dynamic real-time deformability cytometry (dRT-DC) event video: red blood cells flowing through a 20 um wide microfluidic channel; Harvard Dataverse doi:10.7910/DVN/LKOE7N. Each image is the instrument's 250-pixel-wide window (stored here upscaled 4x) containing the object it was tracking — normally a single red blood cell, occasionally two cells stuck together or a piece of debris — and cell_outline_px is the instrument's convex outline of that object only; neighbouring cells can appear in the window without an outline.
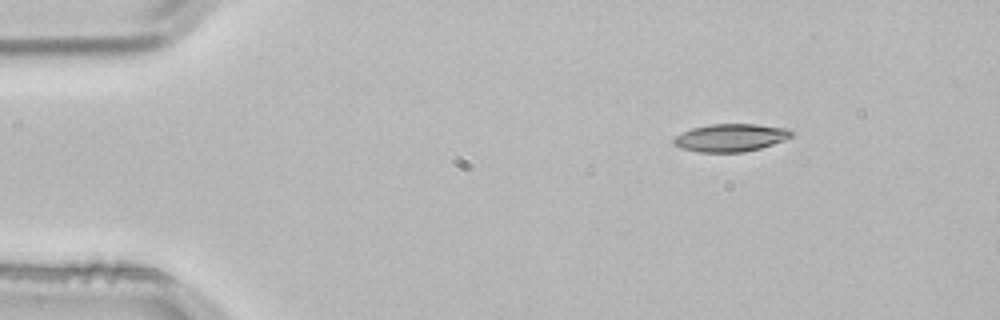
{"species": "common noctule bat (a hibernating species)", "species_latin": "Nyctalus noctula", "temperature_condition": "room temperature", "stored_images_in_passage": 2, "camera_frame_rate_fps": 3000, "um_per_image_px": 0.085, "animal": {"sex": "male", "body_mass_g": 21.5, "forearm_length_mm": 52.0}, "frame": {"image": 1, "passage_image": 1, "time_ms": 0.0, "image_size_px": [1000, 320], "cell_outline_px": [[796, 132], [792, 136], [784, 140], [760, 148], [744, 152], [700, 152], [680, 148], [672, 144], [672, 140], [676, 136], [692, 128], [708, 124], [756, 124], [784, 128]], "centroid_in_image_um": [62.09, 11.7], "position_along_channel_um": 22.9, "area_um2": 19.02}}